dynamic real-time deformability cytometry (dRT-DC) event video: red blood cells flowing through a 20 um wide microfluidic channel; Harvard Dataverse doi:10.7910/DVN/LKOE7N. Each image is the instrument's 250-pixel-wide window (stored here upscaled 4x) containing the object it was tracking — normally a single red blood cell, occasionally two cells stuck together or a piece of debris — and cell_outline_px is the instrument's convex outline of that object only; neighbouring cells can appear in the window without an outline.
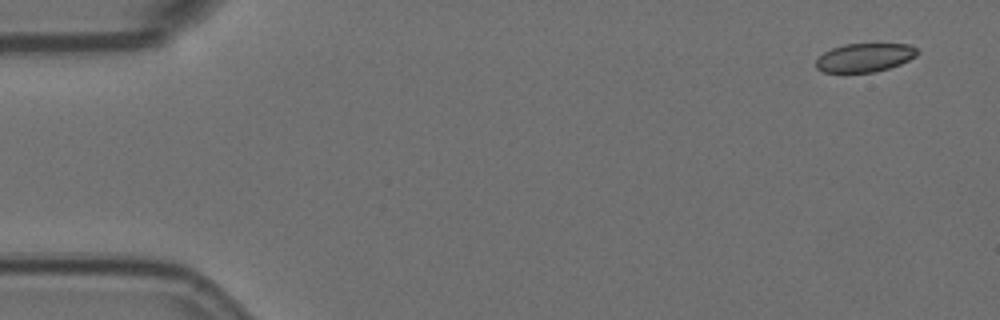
{"species": "Egyptian fruit bat (a non-hibernating species)", "species_latin": "Rousettus aegyptiacus", "temperature_condition": "room temperature", "stored_images_in_passage": 4, "camera_frame_rate_fps": 3000, "um_per_image_px": 0.085, "animal": {"sex": "female"}, "frame": {"image": 1, "passage_image": 1, "time_ms": 0.0, "image_size_px": [1000, 320], "cell_outline_px": [[920, 52], [916, 56], [900, 64], [888, 68], [872, 72], [824, 72], [816, 68], [816, 60], [824, 52], [832, 48], [844, 44], [908, 44], [916, 48]], "centroid_in_image_um": [73.5, 4.89], "position_along_channel_um": 11.5, "area_um2": 16.76}}
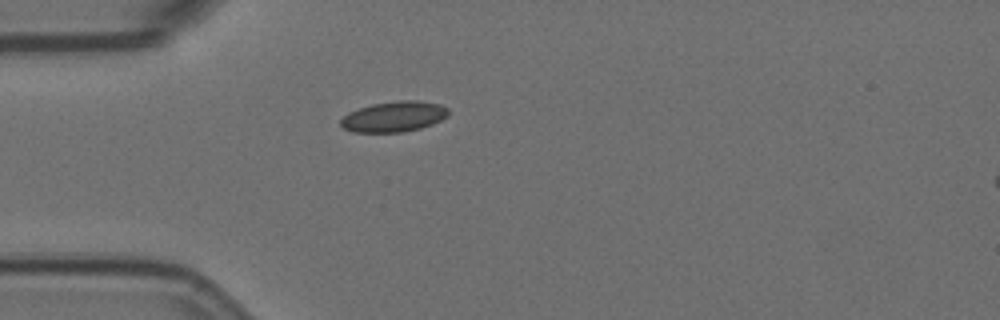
{"frame": {"image": 2, "passage_image": 4, "time_ms": 1.0, "image_size_px": [1000, 320], "cell_outline_px": [[448, 116], [432, 124], [420, 128], [400, 132], [352, 132], [344, 128], [340, 124], [340, 120], [348, 112], [372, 104], [400, 100], [416, 100], [440, 104], [448, 108]], "centroid_in_image_um": [33.48, 9.91], "position_along_channel_um": 51.5, "area_um2": 19.07}}